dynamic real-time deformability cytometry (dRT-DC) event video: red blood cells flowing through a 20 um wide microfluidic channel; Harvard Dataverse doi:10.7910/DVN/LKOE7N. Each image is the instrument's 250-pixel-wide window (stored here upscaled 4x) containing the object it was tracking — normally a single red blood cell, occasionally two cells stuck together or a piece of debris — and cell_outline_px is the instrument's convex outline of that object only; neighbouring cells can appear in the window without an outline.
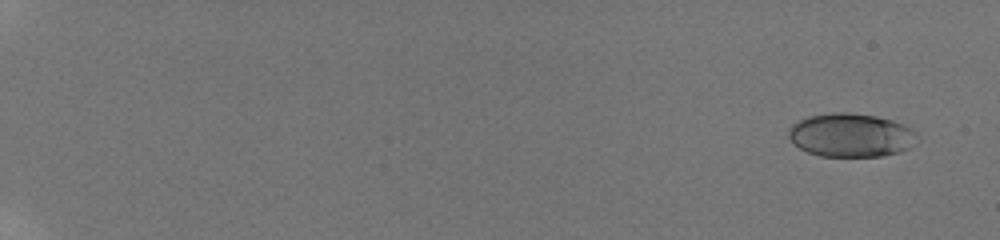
{"species": "human", "species_latin": "Homo sapiens", "temperature_condition": "room temperature", "stored_images_in_passage": 20, "camera_frame_rate_fps": 3000, "um_per_image_px": 0.085, "donor": {"sex": "male"}, "frame": {"image": 1, "passage_image": 2, "time_ms": 0.667, "image_size_px": [1000, 240], "cell_outline_px": [[912, 132], [908, 148], [884, 156], [820, 156], [808, 152], [800, 148], [788, 136], [788, 128], [796, 120], [808, 116], [832, 112], [848, 112], [876, 116], [892, 120], [904, 124], [912, 128]], "centroid_in_image_um": [72.22, 11.47], "position_along_channel_um": 12.8, "area_um2": 32.19}}
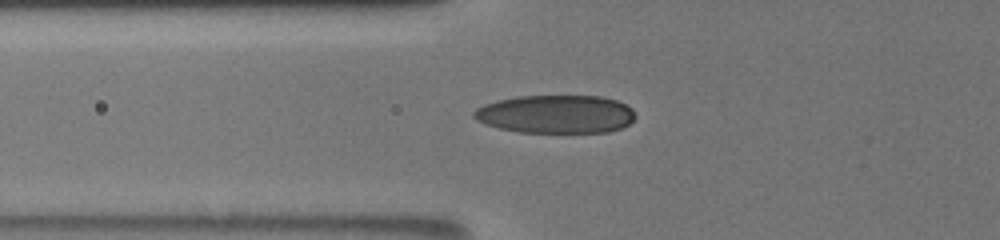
{"frame": {"image": 2, "passage_image": 14, "time_ms": 8.0, "image_size_px": [1000, 240], "cell_outline_px": [[636, 116], [628, 124], [620, 128], [608, 132], [520, 132], [500, 128], [476, 120], [472, 116], [472, 112], [476, 108], [484, 104], [516, 96], [600, 96], [616, 100], [632, 108]], "centroid_in_image_um": [47.24, 9.7], "position_along_channel_um": 78.6, "area_um2": 35.84}}
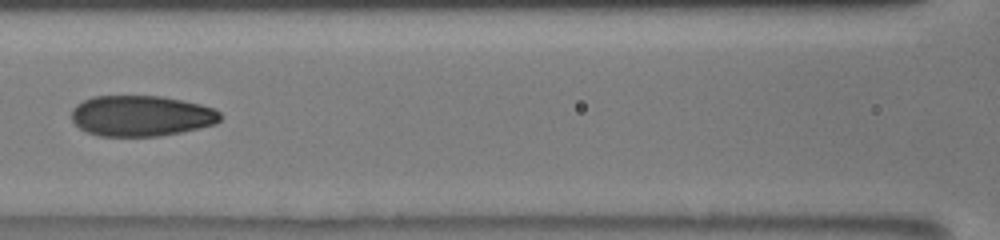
{"frame": {"image": 3, "passage_image": 17, "time_ms": 10.0, "image_size_px": [1000, 240], "cell_outline_px": [[220, 120], [216, 124], [200, 128], [160, 136], [100, 136], [88, 132], [80, 128], [72, 120], [72, 108], [76, 104], [92, 96], [160, 96], [200, 104], [212, 108], [220, 112]], "centroid_in_image_um": [11.99, 9.85], "position_along_channel_um": 154.6, "area_um2": 35.26}}